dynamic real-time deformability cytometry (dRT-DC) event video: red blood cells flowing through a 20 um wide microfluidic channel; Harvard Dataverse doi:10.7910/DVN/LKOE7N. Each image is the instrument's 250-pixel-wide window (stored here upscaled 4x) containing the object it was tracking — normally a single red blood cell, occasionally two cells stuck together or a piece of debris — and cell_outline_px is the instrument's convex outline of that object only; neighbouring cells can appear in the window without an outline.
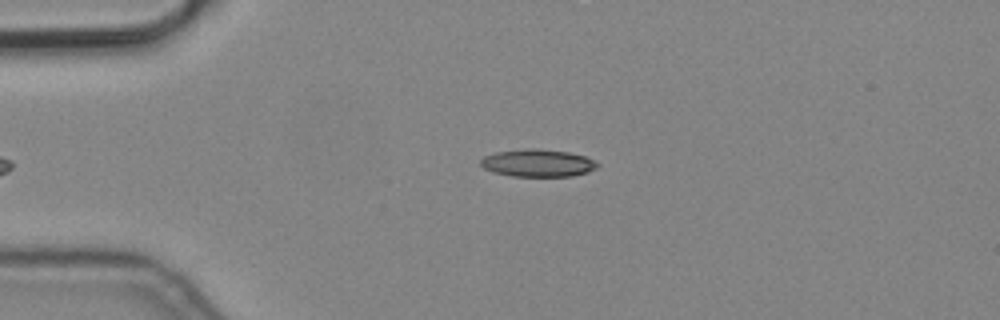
{"species": "common noctule bat (a hibernating species)", "species_latin": "Nyctalus noctula", "temperature_condition": "cold", "stored_images_in_passage": 3, "camera_frame_rate_fps": 3000, "um_per_image_px": 0.085, "animal": {"sex": "male", "body_mass_g": 19.2, "forearm_length_mm": 51.8}, "frame": {"image": 1, "passage_image": 1, "time_ms": 0.0, "image_size_px": [1000, 320], "cell_outline_px": [[600, 164], [596, 168], [588, 172], [572, 176], [512, 176], [492, 172], [484, 168], [480, 164], [480, 160], [484, 156], [496, 152], [528, 148], [536, 148], [568, 152], [584, 156], [596, 160]], "centroid_in_image_um": [45.72, 13.85], "position_along_channel_um": 39.3, "area_um2": 18.79}}